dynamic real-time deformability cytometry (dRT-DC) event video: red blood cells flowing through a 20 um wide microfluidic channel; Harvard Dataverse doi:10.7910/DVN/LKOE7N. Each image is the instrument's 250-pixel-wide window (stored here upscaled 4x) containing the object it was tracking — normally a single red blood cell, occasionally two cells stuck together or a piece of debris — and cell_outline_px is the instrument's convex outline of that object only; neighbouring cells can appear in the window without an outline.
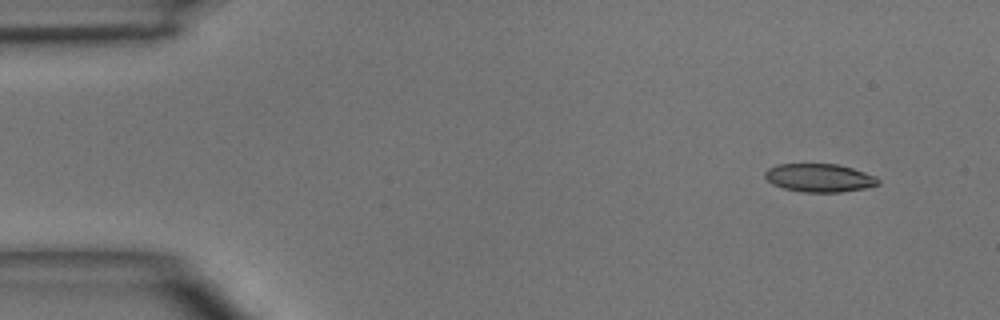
{"species": "common noctule bat (a hibernating species)", "species_latin": "Nyctalus noctula", "temperature_condition": "room temperature", "stored_images_in_passage": 3, "camera_frame_rate_fps": 3000, "um_per_image_px": 0.085, "animal": {"sex": "male", "body_mass_g": 15.6}, "frame": {"image": 1, "passage_image": 1, "time_ms": 0.0, "image_size_px": [1000, 320], "cell_outline_px": [[880, 184], [864, 188], [840, 192], [804, 192], [784, 188], [772, 184], [764, 176], [764, 172], [768, 168], [776, 164], [836, 164], [852, 168], [876, 176], [880, 180]], "centroid_in_image_um": [69.64, 15.11], "position_along_channel_um": 15.4, "area_um2": 18.61}}
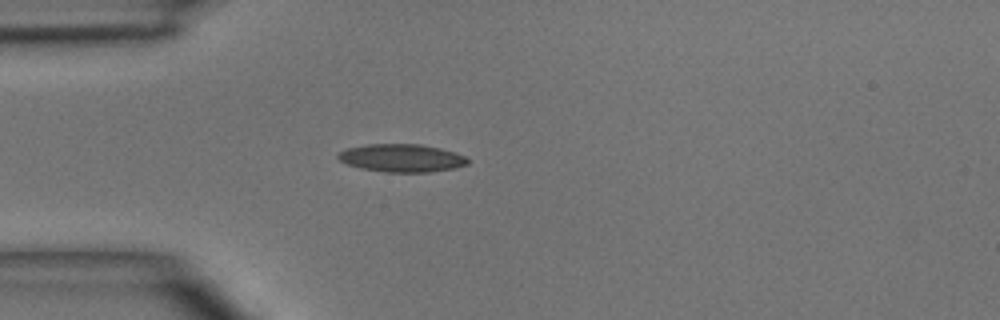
{"frame": {"image": 2, "passage_image": 3, "time_ms": 3.0, "image_size_px": [1000, 320], "cell_outline_px": [[468, 164], [456, 168], [428, 172], [388, 172], [360, 168], [348, 164], [340, 160], [336, 156], [344, 148], [364, 144], [420, 144], [440, 148], [456, 152], [464, 156], [468, 160]], "centroid_in_image_um": [34.13, 13.42], "position_along_channel_um": 50.9, "area_um2": 21.15}}